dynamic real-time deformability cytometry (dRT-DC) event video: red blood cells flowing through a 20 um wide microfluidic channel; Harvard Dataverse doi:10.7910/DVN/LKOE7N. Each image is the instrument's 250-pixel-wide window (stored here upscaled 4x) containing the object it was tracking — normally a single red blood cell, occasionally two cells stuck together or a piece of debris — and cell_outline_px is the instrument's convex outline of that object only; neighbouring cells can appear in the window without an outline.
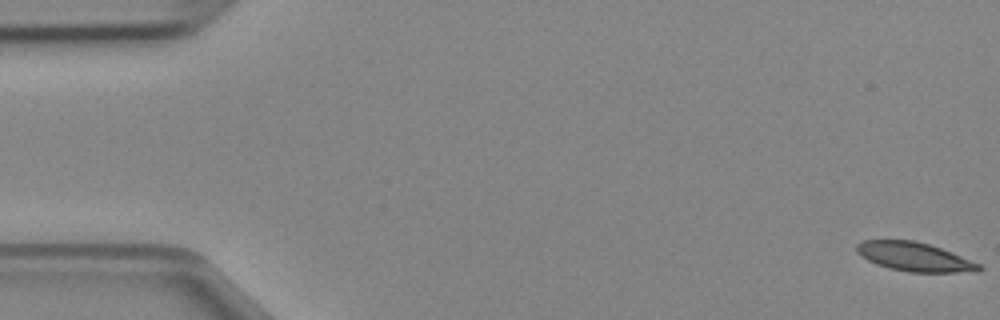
{"species": "Egyptian fruit bat (a non-hibernating species)", "species_latin": "Rousettus aegyptiacus", "temperature_condition": "cold", "stored_images_in_passage": 48, "camera_frame_rate_fps": 3000, "um_per_image_px": 0.085, "animal": {"sex": "female"}, "frame": {"image": 1, "passage_image": 1, "time_ms": 0.0, "image_size_px": [1000, 320], "cell_outline_px": [[984, 268], [980, 272], [908, 272], [888, 268], [876, 264], [860, 256], [856, 252], [856, 244], [864, 240], [912, 240], [928, 244], [940, 248], [980, 264]], "centroid_in_image_um": [77.71, 21.84], "position_along_channel_um": 7.3, "area_um2": 20.58}}
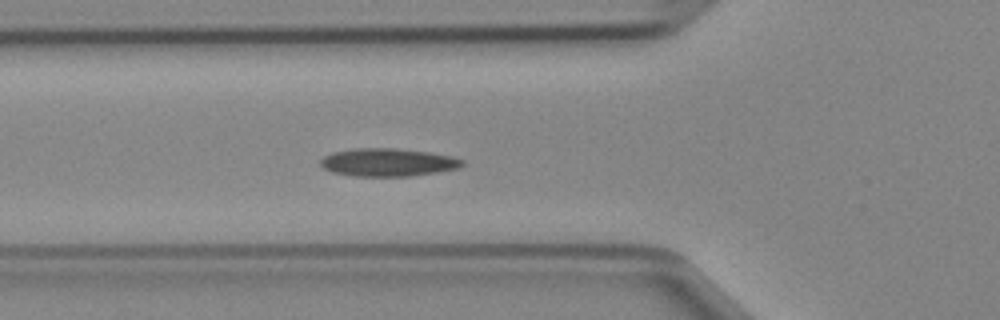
{"frame": {"image": 2, "passage_image": 17, "time_ms": 5.333, "image_size_px": [1000, 320], "cell_outline_px": [[464, 164], [456, 168], [436, 172], [408, 176], [352, 176], [332, 172], [324, 168], [320, 164], [320, 160], [324, 156], [332, 152], [352, 148], [396, 148], [428, 152], [452, 156], [464, 160]], "centroid_in_image_um": [32.93, 13.79], "position_along_channel_um": 92.9, "area_um2": 23.06}}
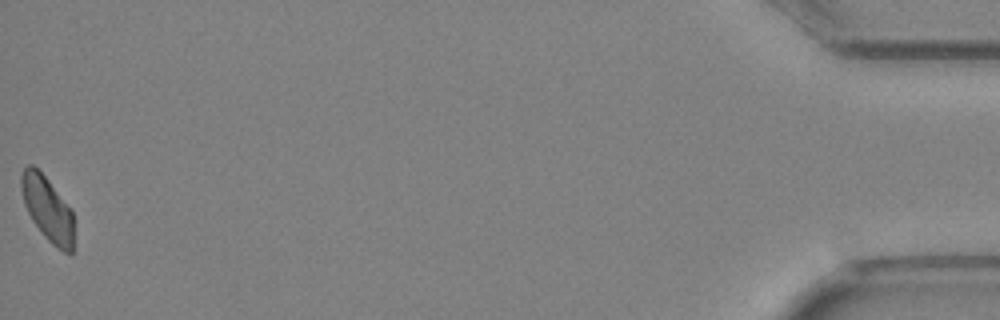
{"frame": {"image": 3, "passage_image": 48, "time_ms": 15.667, "image_size_px": [1000, 320], "cell_outline_px": [[72, 256], [56, 248], [44, 236], [32, 220], [24, 204], [20, 184], [20, 176], [24, 168], [28, 164], [32, 164], [48, 180], [72, 212]], "centroid_in_image_um": [4.0, 17.76], "position_along_channel_um": 431.2, "area_um2": 19.36}}